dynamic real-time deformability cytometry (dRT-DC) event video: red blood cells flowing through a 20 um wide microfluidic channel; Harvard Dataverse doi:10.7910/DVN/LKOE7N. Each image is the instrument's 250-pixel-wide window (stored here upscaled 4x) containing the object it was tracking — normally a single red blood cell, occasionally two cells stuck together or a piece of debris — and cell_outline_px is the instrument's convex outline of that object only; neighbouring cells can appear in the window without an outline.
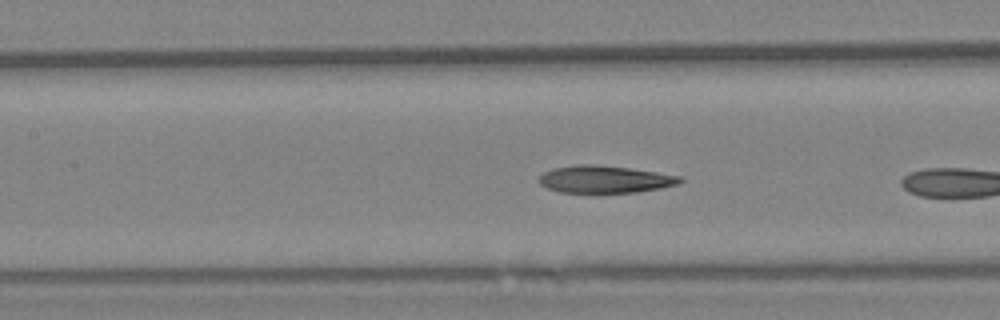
{"species": "Egyptian fruit bat (a non-hibernating species)", "species_latin": "Rousettus aegyptiacus", "temperature_condition": "warm", "stored_images_in_passage": 28, "camera_frame_rate_fps": 3000, "um_per_image_px": 0.085, "animal": {"sex": "female"}, "frame": {"image": 1, "passage_image": 8, "time_ms": 2.333, "image_size_px": [1000, 320], "cell_outline_px": [[684, 180], [676, 184], [660, 188], [636, 192], [560, 192], [548, 188], [540, 184], [536, 180], [544, 172], [552, 168], [576, 164], [592, 164], [628, 168], [656, 172], [680, 176]], "centroid_in_image_um": [51.36, 15.23], "position_along_channel_um": 156.0, "area_um2": 22.25}}
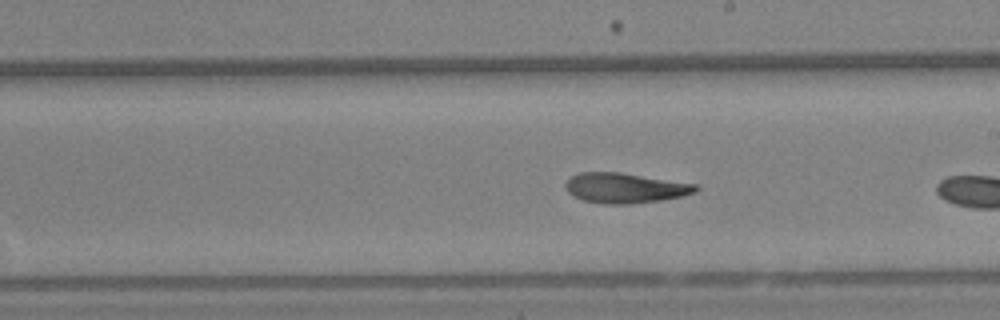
{"frame": {"image": 2, "passage_image": 15, "time_ms": 4.667, "image_size_px": [1000, 320], "cell_outline_px": [[700, 188], [696, 192], [684, 196], [660, 200], [628, 204], [600, 204], [584, 200], [572, 196], [568, 192], [564, 184], [572, 176], [580, 172], [620, 172], [700, 184]], "centroid_in_image_um": [53.17, 15.97], "position_along_channel_um": 235.8, "area_um2": 23.12}}
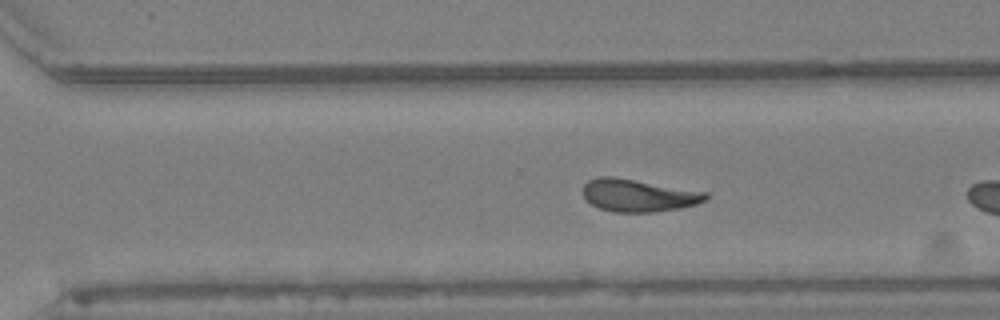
{"frame": {"image": 3, "passage_image": 22, "time_ms": 7.0, "image_size_px": [1000, 320], "cell_outline_px": [[708, 196], [704, 200], [696, 204], [680, 208], [652, 212], [612, 212], [600, 208], [592, 204], [584, 196], [584, 184], [588, 180], [600, 176], [612, 176], [708, 192]], "centroid_in_image_um": [54.26, 16.6], "position_along_channel_um": 316.3, "area_um2": 23.06}}